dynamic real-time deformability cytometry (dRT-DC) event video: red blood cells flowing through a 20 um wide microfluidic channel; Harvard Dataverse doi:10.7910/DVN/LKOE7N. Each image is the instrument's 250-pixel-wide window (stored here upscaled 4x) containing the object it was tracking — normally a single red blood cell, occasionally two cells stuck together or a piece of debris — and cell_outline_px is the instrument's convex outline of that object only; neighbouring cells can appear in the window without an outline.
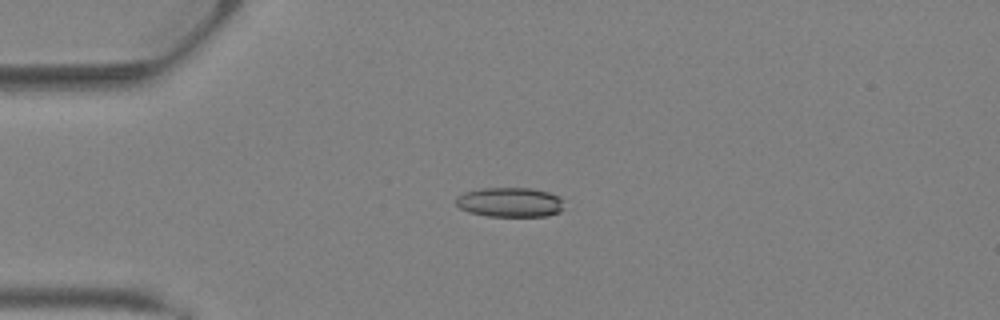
{"species": "Egyptian fruit bat (a non-hibernating species)", "species_latin": "Rousettus aegyptiacus", "temperature_condition": "warm", "stored_images_in_passage": 37, "camera_frame_rate_fps": 3000, "um_per_image_px": 0.085, "animal": {"sex": "female"}, "frame": {"image": 1, "passage_image": 9, "time_ms": 2.667, "image_size_px": [1000, 320], "cell_outline_px": [[564, 208], [560, 212], [548, 216], [488, 216], [468, 212], [460, 208], [456, 204], [456, 196], [464, 192], [480, 188], [532, 188], [548, 192], [560, 196], [564, 200]], "centroid_in_image_um": [43.37, 17.19], "position_along_channel_um": 41.6, "area_um2": 18.96}}
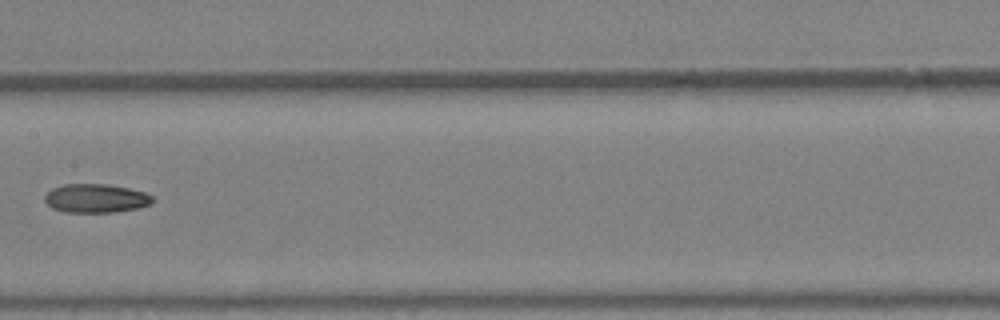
{"frame": {"image": 2, "passage_image": 19, "time_ms": 6.0, "image_size_px": [1000, 320], "cell_outline_px": [[156, 200], [152, 204], [136, 208], [116, 212], [64, 212], [52, 208], [44, 200], [44, 196], [52, 188], [64, 184], [108, 184], [128, 188], [144, 192], [152, 196]], "centroid_in_image_um": [8.16, 16.86], "position_along_channel_um": 199.2, "area_um2": 18.15}}
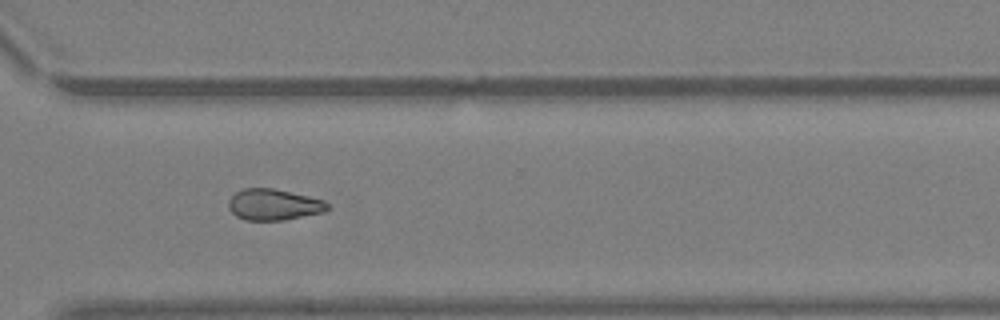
{"frame": {"image": 3, "passage_image": 27, "time_ms": 8.667, "image_size_px": [1000, 320], "cell_outline_px": [[332, 208], [324, 212], [284, 220], [244, 220], [236, 216], [228, 208], [228, 200], [236, 192], [244, 188], [272, 188], [308, 196], [324, 200]], "centroid_in_image_um": [23.27, 17.4], "position_along_channel_um": 347.3, "area_um2": 18.03}}